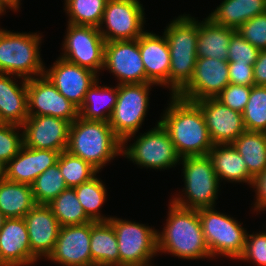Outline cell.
I'll return each instance as SVG.
<instances>
[{"instance_id": "83f0119b", "label": "cell", "mask_w": 266, "mask_h": 266, "mask_svg": "<svg viewBox=\"0 0 266 266\" xmlns=\"http://www.w3.org/2000/svg\"><path fill=\"white\" fill-rule=\"evenodd\" d=\"M100 85L98 78L85 94L78 112L86 120L109 122L117 102L118 84L113 87Z\"/></svg>"}, {"instance_id": "f1b7e54d", "label": "cell", "mask_w": 266, "mask_h": 266, "mask_svg": "<svg viewBox=\"0 0 266 266\" xmlns=\"http://www.w3.org/2000/svg\"><path fill=\"white\" fill-rule=\"evenodd\" d=\"M90 250L95 266H119L116 233L108 221H91Z\"/></svg>"}, {"instance_id": "60d3db41", "label": "cell", "mask_w": 266, "mask_h": 266, "mask_svg": "<svg viewBox=\"0 0 266 266\" xmlns=\"http://www.w3.org/2000/svg\"><path fill=\"white\" fill-rule=\"evenodd\" d=\"M236 31L259 50L266 49V12L246 21Z\"/></svg>"}, {"instance_id": "f907efd6", "label": "cell", "mask_w": 266, "mask_h": 266, "mask_svg": "<svg viewBox=\"0 0 266 266\" xmlns=\"http://www.w3.org/2000/svg\"><path fill=\"white\" fill-rule=\"evenodd\" d=\"M0 266H7V265L3 262L2 258H1V255H0Z\"/></svg>"}, {"instance_id": "f35d334b", "label": "cell", "mask_w": 266, "mask_h": 266, "mask_svg": "<svg viewBox=\"0 0 266 266\" xmlns=\"http://www.w3.org/2000/svg\"><path fill=\"white\" fill-rule=\"evenodd\" d=\"M260 50L245 40L237 31L232 35L228 47V62L252 64Z\"/></svg>"}, {"instance_id": "b9f144b4", "label": "cell", "mask_w": 266, "mask_h": 266, "mask_svg": "<svg viewBox=\"0 0 266 266\" xmlns=\"http://www.w3.org/2000/svg\"><path fill=\"white\" fill-rule=\"evenodd\" d=\"M251 88L252 86L229 83L215 98L232 110L242 114L249 100Z\"/></svg>"}, {"instance_id": "e575fe53", "label": "cell", "mask_w": 266, "mask_h": 266, "mask_svg": "<svg viewBox=\"0 0 266 266\" xmlns=\"http://www.w3.org/2000/svg\"><path fill=\"white\" fill-rule=\"evenodd\" d=\"M37 205H47L67 187L58 163L41 173L31 185Z\"/></svg>"}, {"instance_id": "484cf974", "label": "cell", "mask_w": 266, "mask_h": 266, "mask_svg": "<svg viewBox=\"0 0 266 266\" xmlns=\"http://www.w3.org/2000/svg\"><path fill=\"white\" fill-rule=\"evenodd\" d=\"M198 20L197 57L217 58L228 60V47L233 28L215 24L208 16Z\"/></svg>"}, {"instance_id": "277c9868", "label": "cell", "mask_w": 266, "mask_h": 266, "mask_svg": "<svg viewBox=\"0 0 266 266\" xmlns=\"http://www.w3.org/2000/svg\"><path fill=\"white\" fill-rule=\"evenodd\" d=\"M170 50L169 93L177 95L191 80L197 61L198 20L179 15L164 29Z\"/></svg>"}, {"instance_id": "44dd1931", "label": "cell", "mask_w": 266, "mask_h": 266, "mask_svg": "<svg viewBox=\"0 0 266 266\" xmlns=\"http://www.w3.org/2000/svg\"><path fill=\"white\" fill-rule=\"evenodd\" d=\"M139 51L146 73V83L169 89L170 50L164 36L147 30L139 37Z\"/></svg>"}, {"instance_id": "cb8c5ba5", "label": "cell", "mask_w": 266, "mask_h": 266, "mask_svg": "<svg viewBox=\"0 0 266 266\" xmlns=\"http://www.w3.org/2000/svg\"><path fill=\"white\" fill-rule=\"evenodd\" d=\"M16 78L21 79L20 86ZM28 116L27 79L0 73L1 122L22 126Z\"/></svg>"}, {"instance_id": "e0dca14e", "label": "cell", "mask_w": 266, "mask_h": 266, "mask_svg": "<svg viewBox=\"0 0 266 266\" xmlns=\"http://www.w3.org/2000/svg\"><path fill=\"white\" fill-rule=\"evenodd\" d=\"M91 222L61 226L52 253L46 259L62 266H95L90 250Z\"/></svg>"}, {"instance_id": "ee69618b", "label": "cell", "mask_w": 266, "mask_h": 266, "mask_svg": "<svg viewBox=\"0 0 266 266\" xmlns=\"http://www.w3.org/2000/svg\"><path fill=\"white\" fill-rule=\"evenodd\" d=\"M251 188L255 191L256 200L254 199V212L266 211V169L255 176Z\"/></svg>"}, {"instance_id": "1f68e13d", "label": "cell", "mask_w": 266, "mask_h": 266, "mask_svg": "<svg viewBox=\"0 0 266 266\" xmlns=\"http://www.w3.org/2000/svg\"><path fill=\"white\" fill-rule=\"evenodd\" d=\"M47 206L57 218L60 226L83 225L92 221L86 215L74 188H66Z\"/></svg>"}, {"instance_id": "9a60e30c", "label": "cell", "mask_w": 266, "mask_h": 266, "mask_svg": "<svg viewBox=\"0 0 266 266\" xmlns=\"http://www.w3.org/2000/svg\"><path fill=\"white\" fill-rule=\"evenodd\" d=\"M229 83L228 60L197 57L190 82L177 96L192 102L215 98Z\"/></svg>"}, {"instance_id": "f546056e", "label": "cell", "mask_w": 266, "mask_h": 266, "mask_svg": "<svg viewBox=\"0 0 266 266\" xmlns=\"http://www.w3.org/2000/svg\"><path fill=\"white\" fill-rule=\"evenodd\" d=\"M35 205L31 185L0 180V211L7 218H23Z\"/></svg>"}, {"instance_id": "ab89813d", "label": "cell", "mask_w": 266, "mask_h": 266, "mask_svg": "<svg viewBox=\"0 0 266 266\" xmlns=\"http://www.w3.org/2000/svg\"><path fill=\"white\" fill-rule=\"evenodd\" d=\"M259 232L247 233L244 251L238 259L251 261L253 265L266 266V231Z\"/></svg>"}, {"instance_id": "681fc988", "label": "cell", "mask_w": 266, "mask_h": 266, "mask_svg": "<svg viewBox=\"0 0 266 266\" xmlns=\"http://www.w3.org/2000/svg\"><path fill=\"white\" fill-rule=\"evenodd\" d=\"M5 13H6V8L0 2V16L4 15Z\"/></svg>"}, {"instance_id": "4316f807", "label": "cell", "mask_w": 266, "mask_h": 266, "mask_svg": "<svg viewBox=\"0 0 266 266\" xmlns=\"http://www.w3.org/2000/svg\"><path fill=\"white\" fill-rule=\"evenodd\" d=\"M266 12V0H223L208 17L218 25L237 30L246 21Z\"/></svg>"}, {"instance_id": "74e56055", "label": "cell", "mask_w": 266, "mask_h": 266, "mask_svg": "<svg viewBox=\"0 0 266 266\" xmlns=\"http://www.w3.org/2000/svg\"><path fill=\"white\" fill-rule=\"evenodd\" d=\"M22 145V126L6 123L0 124V159L5 164L18 154Z\"/></svg>"}, {"instance_id": "c3c4849f", "label": "cell", "mask_w": 266, "mask_h": 266, "mask_svg": "<svg viewBox=\"0 0 266 266\" xmlns=\"http://www.w3.org/2000/svg\"><path fill=\"white\" fill-rule=\"evenodd\" d=\"M6 219H7V217L0 211V229L2 228Z\"/></svg>"}, {"instance_id": "5bb4252c", "label": "cell", "mask_w": 266, "mask_h": 266, "mask_svg": "<svg viewBox=\"0 0 266 266\" xmlns=\"http://www.w3.org/2000/svg\"><path fill=\"white\" fill-rule=\"evenodd\" d=\"M116 79L117 84L146 83V73L139 51V38L105 42L104 66Z\"/></svg>"}, {"instance_id": "4dcf8cb0", "label": "cell", "mask_w": 266, "mask_h": 266, "mask_svg": "<svg viewBox=\"0 0 266 266\" xmlns=\"http://www.w3.org/2000/svg\"><path fill=\"white\" fill-rule=\"evenodd\" d=\"M254 178L266 169V132L245 130L232 143Z\"/></svg>"}, {"instance_id": "5b68a950", "label": "cell", "mask_w": 266, "mask_h": 266, "mask_svg": "<svg viewBox=\"0 0 266 266\" xmlns=\"http://www.w3.org/2000/svg\"><path fill=\"white\" fill-rule=\"evenodd\" d=\"M179 164L183 167V193L175 194L170 200L175 205L187 209L214 208L221 185L210 157H183L180 158Z\"/></svg>"}, {"instance_id": "9c48e42d", "label": "cell", "mask_w": 266, "mask_h": 266, "mask_svg": "<svg viewBox=\"0 0 266 266\" xmlns=\"http://www.w3.org/2000/svg\"><path fill=\"white\" fill-rule=\"evenodd\" d=\"M118 242L119 266H152L157 253V230L146 224L111 216Z\"/></svg>"}, {"instance_id": "8d00e7d4", "label": "cell", "mask_w": 266, "mask_h": 266, "mask_svg": "<svg viewBox=\"0 0 266 266\" xmlns=\"http://www.w3.org/2000/svg\"><path fill=\"white\" fill-rule=\"evenodd\" d=\"M242 116L246 130L266 132V86H252Z\"/></svg>"}, {"instance_id": "4fadbf2b", "label": "cell", "mask_w": 266, "mask_h": 266, "mask_svg": "<svg viewBox=\"0 0 266 266\" xmlns=\"http://www.w3.org/2000/svg\"><path fill=\"white\" fill-rule=\"evenodd\" d=\"M29 116H53L73 123L79 116L78 108L66 99L45 76L27 79Z\"/></svg>"}, {"instance_id": "7bdbcfd3", "label": "cell", "mask_w": 266, "mask_h": 266, "mask_svg": "<svg viewBox=\"0 0 266 266\" xmlns=\"http://www.w3.org/2000/svg\"><path fill=\"white\" fill-rule=\"evenodd\" d=\"M230 83L242 86H254L252 64L228 62Z\"/></svg>"}, {"instance_id": "ba28073f", "label": "cell", "mask_w": 266, "mask_h": 266, "mask_svg": "<svg viewBox=\"0 0 266 266\" xmlns=\"http://www.w3.org/2000/svg\"><path fill=\"white\" fill-rule=\"evenodd\" d=\"M198 215L212 260L219 255L237 260L244 251L249 233L242 223L215 207L198 209Z\"/></svg>"}, {"instance_id": "8fae6325", "label": "cell", "mask_w": 266, "mask_h": 266, "mask_svg": "<svg viewBox=\"0 0 266 266\" xmlns=\"http://www.w3.org/2000/svg\"><path fill=\"white\" fill-rule=\"evenodd\" d=\"M144 10L140 0H108L98 27L105 42L138 39L146 31Z\"/></svg>"}, {"instance_id": "7402d4cb", "label": "cell", "mask_w": 266, "mask_h": 266, "mask_svg": "<svg viewBox=\"0 0 266 266\" xmlns=\"http://www.w3.org/2000/svg\"><path fill=\"white\" fill-rule=\"evenodd\" d=\"M59 154V151L33 149L22 145L18 154L6 164L4 178L32 185L41 173L57 163Z\"/></svg>"}, {"instance_id": "7c38bea8", "label": "cell", "mask_w": 266, "mask_h": 266, "mask_svg": "<svg viewBox=\"0 0 266 266\" xmlns=\"http://www.w3.org/2000/svg\"><path fill=\"white\" fill-rule=\"evenodd\" d=\"M66 30L61 48L63 52L59 57L99 75L103 71L105 47V39L99 29L68 23Z\"/></svg>"}, {"instance_id": "d6986e66", "label": "cell", "mask_w": 266, "mask_h": 266, "mask_svg": "<svg viewBox=\"0 0 266 266\" xmlns=\"http://www.w3.org/2000/svg\"><path fill=\"white\" fill-rule=\"evenodd\" d=\"M195 103L204 115L214 145L232 144L246 130L242 114L222 104L216 98H205Z\"/></svg>"}, {"instance_id": "30bf717a", "label": "cell", "mask_w": 266, "mask_h": 266, "mask_svg": "<svg viewBox=\"0 0 266 266\" xmlns=\"http://www.w3.org/2000/svg\"><path fill=\"white\" fill-rule=\"evenodd\" d=\"M153 83L119 84L118 97L109 124L115 135L123 141L137 134L149 107V93Z\"/></svg>"}, {"instance_id": "7a4b0ae2", "label": "cell", "mask_w": 266, "mask_h": 266, "mask_svg": "<svg viewBox=\"0 0 266 266\" xmlns=\"http://www.w3.org/2000/svg\"><path fill=\"white\" fill-rule=\"evenodd\" d=\"M163 230L157 231V252L180 259H212L198 210L175 205L171 200Z\"/></svg>"}, {"instance_id": "d6a6232c", "label": "cell", "mask_w": 266, "mask_h": 266, "mask_svg": "<svg viewBox=\"0 0 266 266\" xmlns=\"http://www.w3.org/2000/svg\"><path fill=\"white\" fill-rule=\"evenodd\" d=\"M86 215L95 222H107L109 217L101 214V208L107 199V189L104 182L96 175L89 181L74 187Z\"/></svg>"}, {"instance_id": "d590c367", "label": "cell", "mask_w": 266, "mask_h": 266, "mask_svg": "<svg viewBox=\"0 0 266 266\" xmlns=\"http://www.w3.org/2000/svg\"><path fill=\"white\" fill-rule=\"evenodd\" d=\"M57 163L67 187L71 188L89 181L99 173L88 162L82 158L73 156L67 151H63L59 154Z\"/></svg>"}, {"instance_id": "ac0fdd59", "label": "cell", "mask_w": 266, "mask_h": 266, "mask_svg": "<svg viewBox=\"0 0 266 266\" xmlns=\"http://www.w3.org/2000/svg\"><path fill=\"white\" fill-rule=\"evenodd\" d=\"M71 123L53 116H28L22 125L23 145L33 149L66 151Z\"/></svg>"}, {"instance_id": "6da1fadb", "label": "cell", "mask_w": 266, "mask_h": 266, "mask_svg": "<svg viewBox=\"0 0 266 266\" xmlns=\"http://www.w3.org/2000/svg\"><path fill=\"white\" fill-rule=\"evenodd\" d=\"M170 101L158 120L168 132L180 158L208 155L214 146L204 115L192 101L170 95Z\"/></svg>"}, {"instance_id": "8992f818", "label": "cell", "mask_w": 266, "mask_h": 266, "mask_svg": "<svg viewBox=\"0 0 266 266\" xmlns=\"http://www.w3.org/2000/svg\"><path fill=\"white\" fill-rule=\"evenodd\" d=\"M20 33L0 27V73L31 79L44 75L41 58L42 35Z\"/></svg>"}, {"instance_id": "7dc6e473", "label": "cell", "mask_w": 266, "mask_h": 266, "mask_svg": "<svg viewBox=\"0 0 266 266\" xmlns=\"http://www.w3.org/2000/svg\"><path fill=\"white\" fill-rule=\"evenodd\" d=\"M6 171V164L0 159V180L4 179Z\"/></svg>"}, {"instance_id": "f6af8a7d", "label": "cell", "mask_w": 266, "mask_h": 266, "mask_svg": "<svg viewBox=\"0 0 266 266\" xmlns=\"http://www.w3.org/2000/svg\"><path fill=\"white\" fill-rule=\"evenodd\" d=\"M254 84L266 86V49L260 50L253 65Z\"/></svg>"}, {"instance_id": "2e32d148", "label": "cell", "mask_w": 266, "mask_h": 266, "mask_svg": "<svg viewBox=\"0 0 266 266\" xmlns=\"http://www.w3.org/2000/svg\"><path fill=\"white\" fill-rule=\"evenodd\" d=\"M44 75L78 109L83 104L89 88L99 78L94 71L70 63L61 57H58L49 69L47 67L44 69Z\"/></svg>"}, {"instance_id": "603a6c76", "label": "cell", "mask_w": 266, "mask_h": 266, "mask_svg": "<svg viewBox=\"0 0 266 266\" xmlns=\"http://www.w3.org/2000/svg\"><path fill=\"white\" fill-rule=\"evenodd\" d=\"M0 255L7 266H30L37 259L30 250L24 218H7L0 229Z\"/></svg>"}, {"instance_id": "52a82bcc", "label": "cell", "mask_w": 266, "mask_h": 266, "mask_svg": "<svg viewBox=\"0 0 266 266\" xmlns=\"http://www.w3.org/2000/svg\"><path fill=\"white\" fill-rule=\"evenodd\" d=\"M156 123L155 127L144 134L141 133L138 136L133 134L126 137L122 141L121 155L141 169L146 167V169L152 168L161 171L175 168L176 165H180V157L168 132L159 121ZM133 138H135L134 143L129 145L128 142Z\"/></svg>"}, {"instance_id": "3957f363", "label": "cell", "mask_w": 266, "mask_h": 266, "mask_svg": "<svg viewBox=\"0 0 266 266\" xmlns=\"http://www.w3.org/2000/svg\"><path fill=\"white\" fill-rule=\"evenodd\" d=\"M121 149L122 141L109 122L86 120L78 116L70 125L66 151L82 158L98 172L120 156Z\"/></svg>"}, {"instance_id": "bcb514c9", "label": "cell", "mask_w": 266, "mask_h": 266, "mask_svg": "<svg viewBox=\"0 0 266 266\" xmlns=\"http://www.w3.org/2000/svg\"><path fill=\"white\" fill-rule=\"evenodd\" d=\"M21 1L22 0H0L2 5L8 10L11 9V11H19L20 6H21Z\"/></svg>"}, {"instance_id": "836d02e7", "label": "cell", "mask_w": 266, "mask_h": 266, "mask_svg": "<svg viewBox=\"0 0 266 266\" xmlns=\"http://www.w3.org/2000/svg\"><path fill=\"white\" fill-rule=\"evenodd\" d=\"M108 0H64L67 23L99 27Z\"/></svg>"}, {"instance_id": "d4e9b609", "label": "cell", "mask_w": 266, "mask_h": 266, "mask_svg": "<svg viewBox=\"0 0 266 266\" xmlns=\"http://www.w3.org/2000/svg\"><path fill=\"white\" fill-rule=\"evenodd\" d=\"M217 178L231 183L252 185L253 177L248 173L247 165L232 144L214 145L208 153Z\"/></svg>"}, {"instance_id": "ffe728a7", "label": "cell", "mask_w": 266, "mask_h": 266, "mask_svg": "<svg viewBox=\"0 0 266 266\" xmlns=\"http://www.w3.org/2000/svg\"><path fill=\"white\" fill-rule=\"evenodd\" d=\"M23 218L32 255L37 260L47 259L55 247L61 227L57 218L47 205L37 204Z\"/></svg>"}]
</instances>
